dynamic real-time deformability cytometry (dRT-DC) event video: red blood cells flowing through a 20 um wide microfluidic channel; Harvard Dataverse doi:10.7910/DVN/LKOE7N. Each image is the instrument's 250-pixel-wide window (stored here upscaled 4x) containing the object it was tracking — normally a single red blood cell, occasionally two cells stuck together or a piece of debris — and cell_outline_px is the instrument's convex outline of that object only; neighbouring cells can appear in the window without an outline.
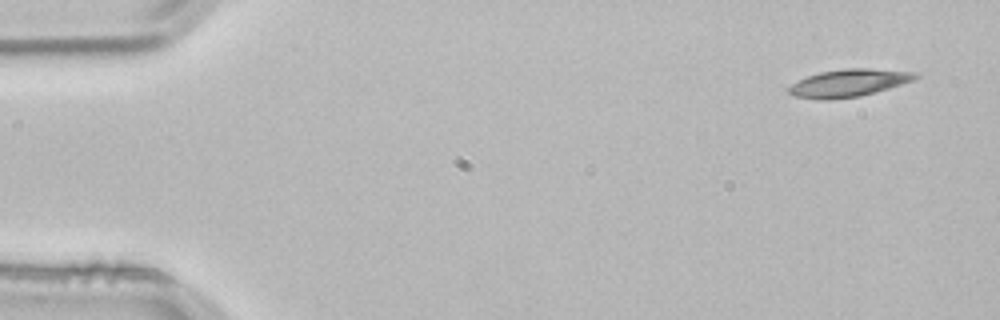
{"species": "common noctule bat (a hibernating species)", "species_latin": "Nyctalus noctula", "temperature_condition": "room temperature", "stored_images_in_passage": 3, "camera_frame_rate_fps": 3000, "um_per_image_px": 0.085, "animal": {"sex": "male", "body_mass_g": 21.5, "forearm_length_mm": 52.0}, "frame": {"image": 1, "passage_image": 1, "time_ms": 0.0, "image_size_px": [1000, 320], "cell_outline_px": [[920, 76], [912, 80], [888, 88], [860, 96], [828, 100], [820, 100], [792, 96], [788, 92], [788, 88], [792, 84], [808, 76], [820, 72], [848, 68], [868, 68], [916, 72]], "centroid_in_image_um": [72.11, 7.06], "position_along_channel_um": 12.9, "area_um2": 20.11}}